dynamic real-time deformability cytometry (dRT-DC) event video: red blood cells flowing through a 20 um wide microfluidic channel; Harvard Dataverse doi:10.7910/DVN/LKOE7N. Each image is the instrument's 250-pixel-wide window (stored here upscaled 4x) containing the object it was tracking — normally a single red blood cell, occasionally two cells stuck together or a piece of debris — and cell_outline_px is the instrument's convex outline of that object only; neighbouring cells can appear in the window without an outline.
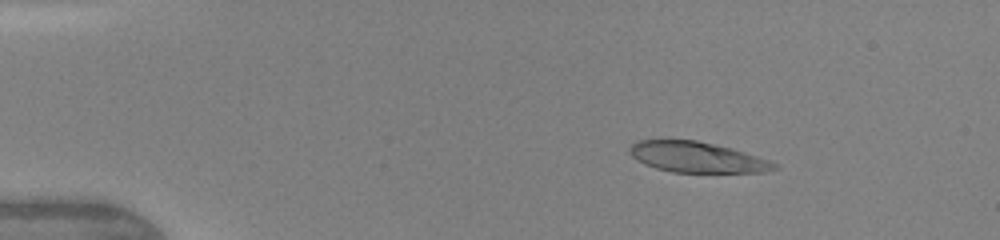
{"species": "human", "species_latin": "Homo sapiens", "temperature_condition": "warm", "stored_images_in_passage": 11, "camera_frame_rate_fps": 3000, "um_per_image_px": 0.085, "donor": {"sex": "female"}, "frame": {"image": 1, "passage_image": 4, "time_ms": 2.333, "image_size_px": [1000, 240], "cell_outline_px": [[780, 168], [764, 172], [672, 172], [656, 168], [644, 164], [636, 160], [628, 152], [628, 148], [636, 140], [696, 140], [732, 148], [780, 164]], "centroid_in_image_um": [59.23, 13.36], "position_along_channel_um": 25.8, "area_um2": 25.84}}
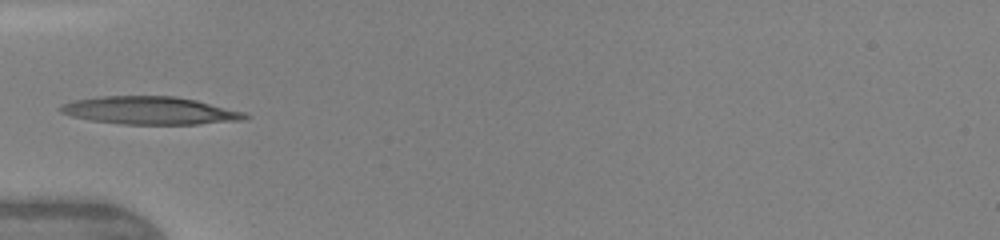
{"frame": {"image": 2, "passage_image": 7, "time_ms": 5.333, "image_size_px": [1000, 240], "cell_outline_px": [[252, 116], [248, 120], [196, 124], [120, 124], [92, 120], [72, 116], [60, 112], [56, 108], [60, 104], [76, 100], [104, 96], [176, 96], [196, 100], [248, 112]], "centroid_in_image_um": [12.83, 9.4], "position_along_channel_um": 72.2, "area_um2": 30.23}}